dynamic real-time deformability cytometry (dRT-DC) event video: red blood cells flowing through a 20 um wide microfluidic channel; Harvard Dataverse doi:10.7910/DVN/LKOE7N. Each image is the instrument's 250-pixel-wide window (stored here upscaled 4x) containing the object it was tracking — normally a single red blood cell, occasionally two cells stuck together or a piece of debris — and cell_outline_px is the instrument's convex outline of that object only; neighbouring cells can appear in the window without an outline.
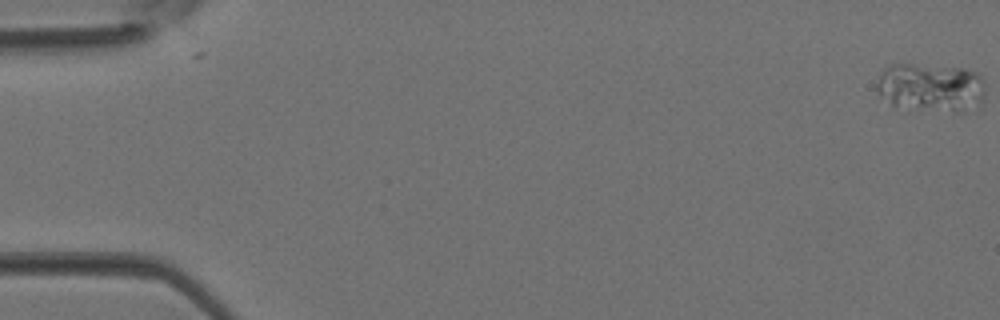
{"species": "Egyptian fruit bat (a non-hibernating species)", "species_latin": "Rousettus aegyptiacus", "temperature_condition": "room temperature", "stored_images_in_passage": 5, "camera_frame_rate_fps": 3000, "um_per_image_px": 0.085, "animal": {"sex": "female"}, "frame": {"image": 1, "passage_image": 1, "time_ms": 0.0, "image_size_px": [1000, 320], "cell_outline_px": [[984, 92], [980, 100], [960, 112], [952, 112], [892, 104], [880, 96], [876, 92], [876, 84], [880, 72], [888, 64], [916, 64], [964, 68], [980, 72], [984, 80]], "centroid_in_image_um": [79.09, 7.37], "position_along_channel_um": 5.9, "area_um2": 30.46}}